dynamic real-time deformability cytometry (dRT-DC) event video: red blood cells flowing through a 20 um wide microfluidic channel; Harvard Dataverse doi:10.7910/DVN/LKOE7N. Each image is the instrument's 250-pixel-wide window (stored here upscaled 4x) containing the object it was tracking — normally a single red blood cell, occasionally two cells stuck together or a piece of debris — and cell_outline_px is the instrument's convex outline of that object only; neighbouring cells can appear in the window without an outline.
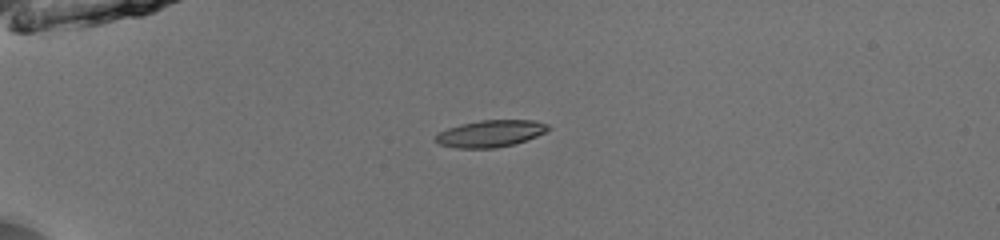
{"species": "common noctule bat (a hibernating species)", "species_latin": "Nyctalus noctula", "temperature_condition": "room temperature", "stored_images_in_passage": 38, "camera_frame_rate_fps": 3000, "um_per_image_px": 0.085, "animal": {"sex": "male", "body_mass_g": 13.0, "forearm_length_mm": 53.1}, "frame": {"image": 1, "passage_image": 1, "time_ms": 0.0, "image_size_px": [1000, 240], "cell_outline_px": [[552, 128], [536, 136], [512, 144], [496, 148], [456, 148], [440, 144], [432, 140], [440, 132], [448, 128], [460, 124], [480, 120], [536, 120], [548, 124]], "centroid_in_image_um": [41.68, 11.34], "position_along_channel_um": 43.3, "area_um2": 17.57}}
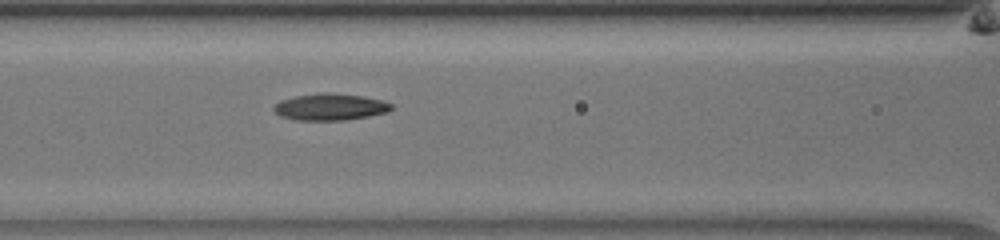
{"frame": {"image": 2, "passage_image": 11, "time_ms": 3.333, "image_size_px": [1000, 240], "cell_outline_px": [[392, 108], [388, 112], [348, 120], [296, 120], [280, 116], [272, 108], [280, 100], [296, 96], [324, 92], [328, 92], [364, 96], [384, 100], [392, 104]], "centroid_in_image_um": [28.09, 9.08], "position_along_channel_um": 138.5, "area_um2": 18.38}}
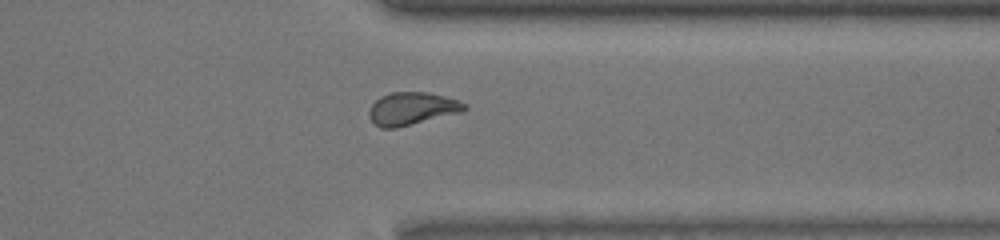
{"frame": {"image": 3, "passage_image": 29, "time_ms": 9.333, "image_size_px": [1000, 240], "cell_outline_px": [[468, 108], [460, 112], [396, 128], [380, 128], [368, 116], [368, 112], [372, 104], [380, 96], [392, 92], [428, 92], [444, 96], [468, 104]], "centroid_in_image_um": [35.0, 9.22], "position_along_channel_um": 376.4, "area_um2": 18.03}, "authors_computed_cell_mechanics": {"area_um2": 17.9758, "velocity_mm_per_s": 3.968, "shape_relaxation_time_tau1_ms": 4.8956, "shape_relaxation_time_tau2_ms": 3.0101, "deformation_change_tau1": 0.2046, "deformation_change_tau2": 0.1042}}